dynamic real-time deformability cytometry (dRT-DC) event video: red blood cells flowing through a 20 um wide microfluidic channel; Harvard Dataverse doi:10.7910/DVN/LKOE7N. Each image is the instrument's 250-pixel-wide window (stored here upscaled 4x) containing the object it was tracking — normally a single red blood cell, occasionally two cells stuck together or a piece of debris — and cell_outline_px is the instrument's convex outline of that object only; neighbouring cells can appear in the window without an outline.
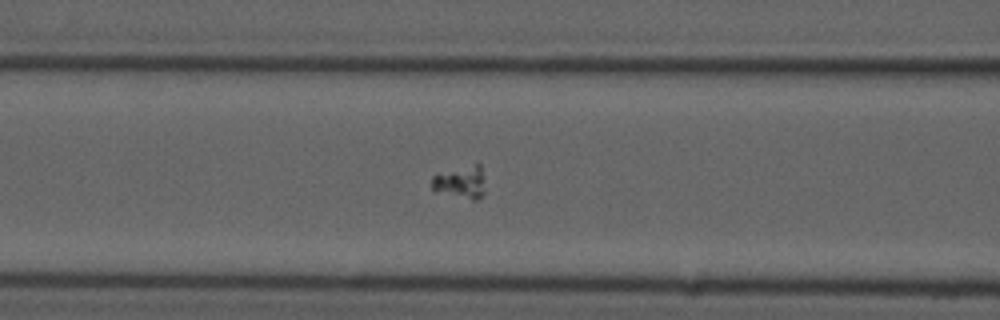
{"species": "common noctule bat (a hibernating species)", "species_latin": "Nyctalus noctula", "temperature_condition": "cold", "stored_images_in_passage": 56, "camera_frame_rate_fps": 3000, "um_per_image_px": 0.085, "animal": {"sex": "male", "forearm_length_mm": 52.5}, "frame": {"image": 1, "passage_image": 24, "time_ms": 7.667, "image_size_px": [1000, 320], "cell_outline_px": [[484, 192], [480, 200], [472, 200], [432, 192], [432, 176], [476, 164], [480, 164], [484, 176]], "centroid_in_image_um": [39.17, 15.55], "position_along_channel_um": 127.4, "area_um2": 10.17}}
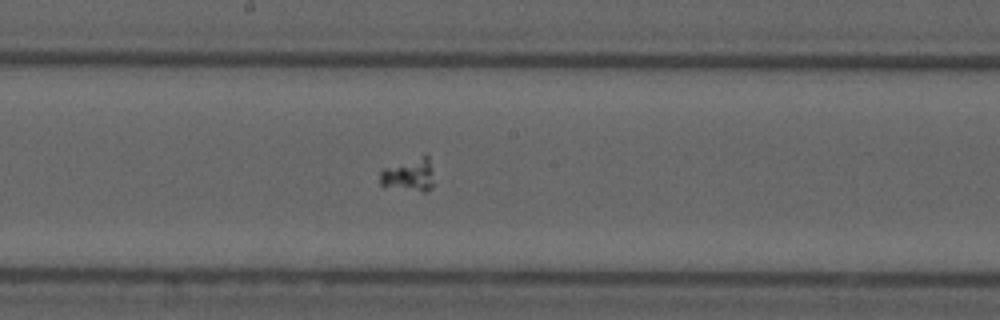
{"frame": {"image": 2, "passage_image": 31, "time_ms": 10.0, "image_size_px": [1000, 320], "cell_outline_px": [[432, 188], [428, 192], [424, 192], [384, 188], [380, 184], [380, 172], [384, 168], [424, 156], [428, 156], [432, 168]], "centroid_in_image_um": [34.74, 14.94], "position_along_channel_um": 213.5, "area_um2": 10.4}}
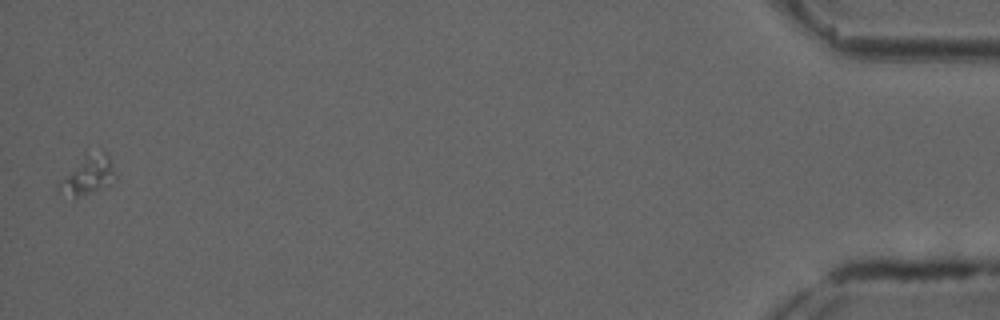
{"frame": {"image": 3, "passage_image": 56, "time_ms": 18.333, "image_size_px": [1000, 320], "cell_outline_px": [[116, 176], [112, 184], [76, 196], [60, 188], [56, 184], [84, 152], [108, 152]], "centroid_in_image_um": [7.52, 14.78], "position_along_channel_um": 427.7, "area_um2": 12.37}}